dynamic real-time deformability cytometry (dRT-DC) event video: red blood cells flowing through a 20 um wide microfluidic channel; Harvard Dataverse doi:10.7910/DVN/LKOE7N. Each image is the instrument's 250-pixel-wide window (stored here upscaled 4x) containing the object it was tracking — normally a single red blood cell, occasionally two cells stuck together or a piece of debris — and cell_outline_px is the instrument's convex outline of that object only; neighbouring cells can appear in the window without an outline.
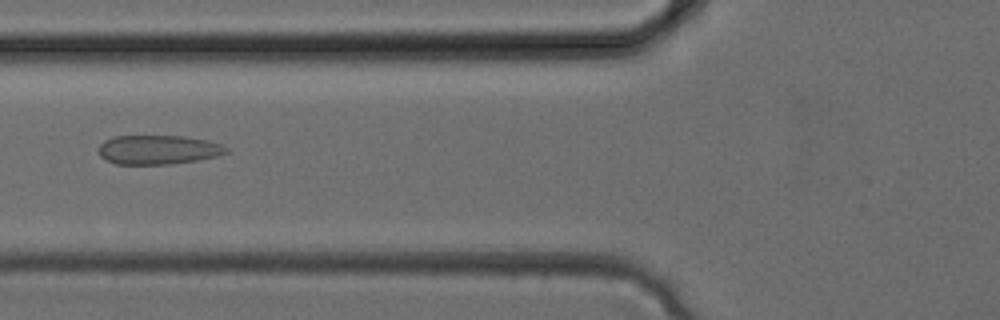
{"species": "common noctule bat (a hibernating species)", "species_latin": "Nyctalus noctula", "temperature_condition": "cold", "stored_images_in_passage": 33, "camera_frame_rate_fps": 3000, "um_per_image_px": 0.085, "animal": {"sex": "female", "body_mass_g": 24.6, "forearm_length_mm": 56.2}, "frame": {"image": 1, "passage_image": 13, "time_ms": 4.0, "image_size_px": [1000, 320], "cell_outline_px": [[228, 152], [216, 156], [196, 160], [172, 164], [116, 164], [104, 160], [100, 156], [100, 144], [104, 140], [116, 136], [184, 136], [208, 140], [220, 144], [228, 148]], "centroid_in_image_um": [13.43, 12.73], "position_along_channel_um": 112.4, "area_um2": 21.68}}
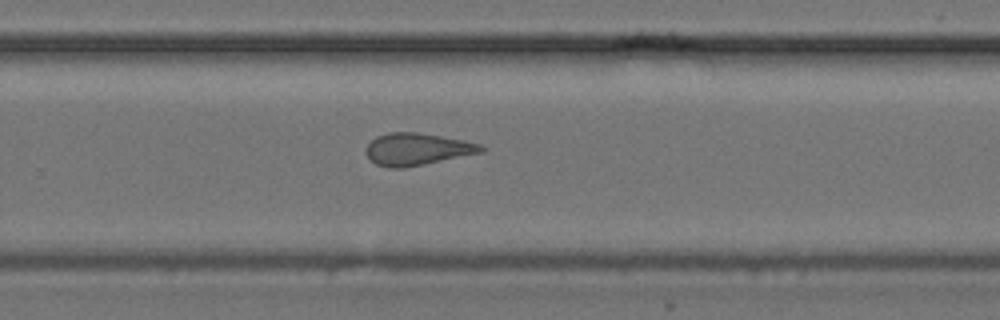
{"frame": {"image": 2, "passage_image": 22, "time_ms": 7.0, "image_size_px": [1000, 320], "cell_outline_px": [[488, 148], [484, 152], [404, 168], [388, 168], [376, 164], [364, 152], [364, 148], [376, 136], [388, 132], [420, 132], [464, 140], [480, 144]], "centroid_in_image_um": [35.46, 12.67], "position_along_channel_um": 294.3, "area_um2": 21.79}}
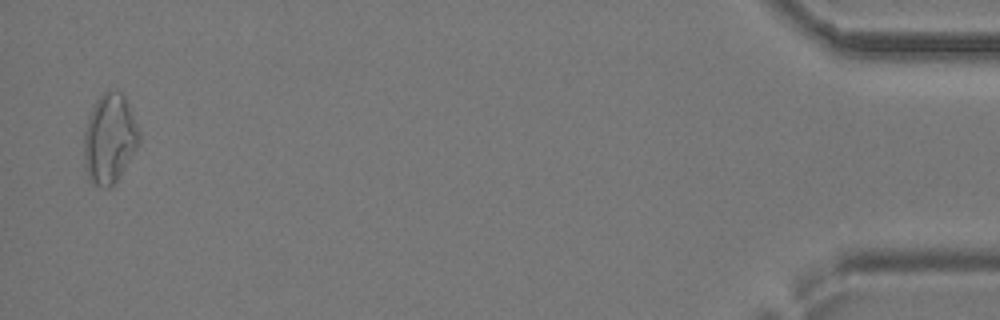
{"frame": {"image": 3, "passage_image": 33, "time_ms": 10.667, "image_size_px": [1000, 320], "cell_outline_px": [[140, 140], [136, 148], [120, 176], [108, 188], [104, 188], [88, 180], [84, 168], [84, 132], [88, 120], [96, 100], [108, 88], [120, 92], [124, 96], [140, 132]], "centroid_in_image_um": [9.3, 11.8], "position_along_channel_um": 425.9, "area_um2": 28.55}}